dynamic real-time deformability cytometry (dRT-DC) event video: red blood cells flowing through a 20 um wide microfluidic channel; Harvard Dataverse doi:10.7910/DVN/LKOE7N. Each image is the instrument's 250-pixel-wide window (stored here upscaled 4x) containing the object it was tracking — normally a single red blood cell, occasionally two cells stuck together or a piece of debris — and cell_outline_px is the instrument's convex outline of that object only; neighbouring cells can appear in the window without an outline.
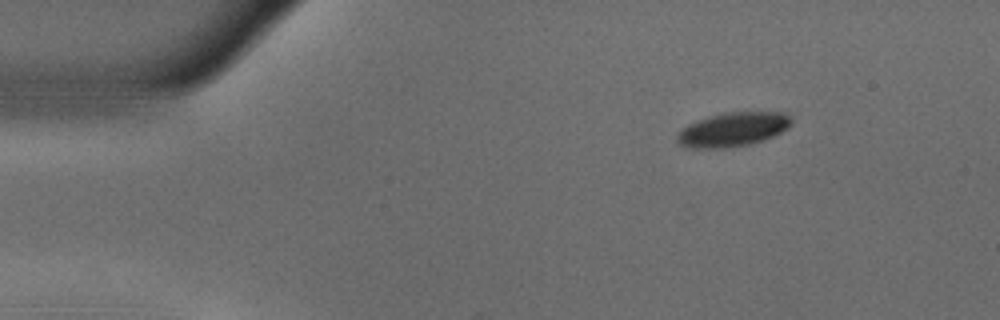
{"species": "common noctule bat (a hibernating species)", "species_latin": "Nyctalus noctula", "temperature_condition": "warm", "stored_images_in_passage": 49, "camera_frame_rate_fps": 3000, "um_per_image_px": 0.085, "animal": {"sex": "male", "body_mass_g": 18.8}, "frame": {"image": 1, "passage_image": 1, "time_ms": 0.0, "image_size_px": [1000, 320], "cell_outline_px": [[792, 124], [788, 128], [764, 140], [748, 144], [724, 148], [688, 148], [676, 144], [676, 136], [688, 124], [696, 120], [708, 116], [724, 112], [788, 112], [792, 120]], "centroid_in_image_um": [62.28, 11.0], "position_along_channel_um": 22.7, "area_um2": 22.89}}
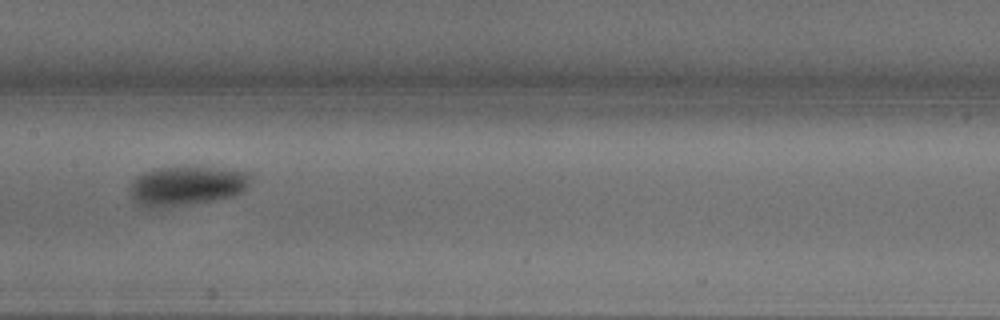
{"frame": {"image": 2, "passage_image": 21, "time_ms": 6.667, "image_size_px": [1000, 320], "cell_outline_px": [[248, 184], [240, 192], [232, 196], [212, 200], [164, 208], [148, 208], [136, 204], [132, 200], [128, 188], [132, 180], [136, 176], [152, 168], [188, 164], [200, 164], [248, 172]], "centroid_in_image_um": [15.76, 15.74], "position_along_channel_um": 191.6, "area_um2": 28.78}}
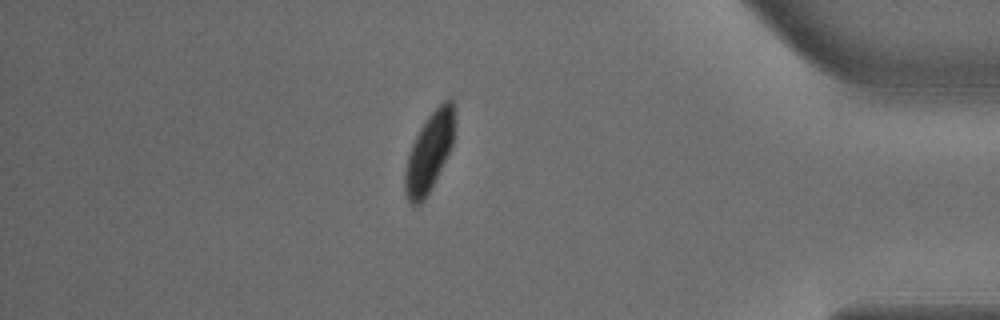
{"frame": {"image": 3, "passage_image": 41, "time_ms": 13.333, "image_size_px": [1000, 320], "cell_outline_px": [[452, 144], [424, 200], [416, 208], [412, 208], [408, 204], [404, 196], [404, 172], [408, 156], [412, 144], [420, 128], [428, 116], [444, 100], [452, 100]], "centroid_in_image_um": [36.39, 13.07], "position_along_channel_um": 398.8, "area_um2": 22.08}, "authors_computed_cell_mechanics": {"area_um2": 26.1834, "velocity_mm_per_s": 3.6478, "shape_relaxation_time_tau1_ms": 2.5708, "shape_relaxation_time_tau2_ms": 10.1001, "deformation_change_tau1": 0.128, "deformation_change_tau2": 0.0946}}